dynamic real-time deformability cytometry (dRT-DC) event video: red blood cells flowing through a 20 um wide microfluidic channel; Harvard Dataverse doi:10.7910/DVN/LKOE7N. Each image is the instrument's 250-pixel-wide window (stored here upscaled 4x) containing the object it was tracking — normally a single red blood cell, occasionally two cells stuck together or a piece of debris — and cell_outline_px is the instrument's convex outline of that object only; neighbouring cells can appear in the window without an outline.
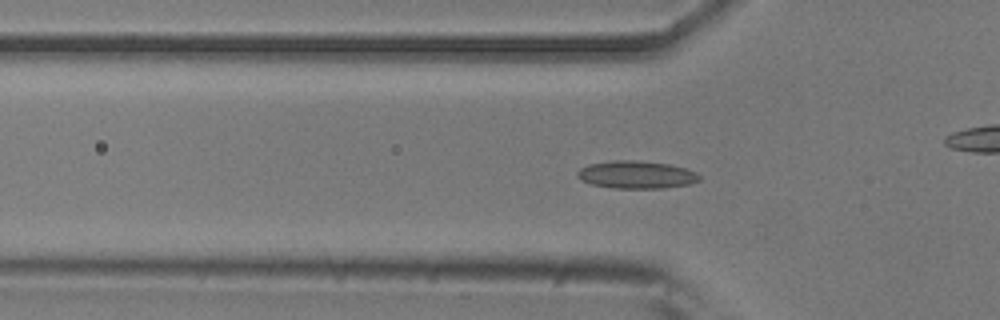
{"species": "common noctule bat (a hibernating species)", "species_latin": "Nyctalus noctula", "temperature_condition": "room temperature", "stored_images_in_passage": 44, "camera_frame_rate_fps": 3000, "um_per_image_px": 0.085, "animal": {"sex": "male", "body_mass_g": 20.5, "forearm_length_mm": 52.5}, "frame": {"image": 1, "passage_image": 7, "time_ms": 2.0, "image_size_px": [1000, 320], "cell_outline_px": [[700, 180], [688, 184], [660, 188], [612, 188], [592, 184], [580, 180], [576, 176], [576, 172], [580, 168], [588, 164], [612, 160], [636, 160], [668, 164], [684, 168], [696, 172], [700, 176]], "centroid_in_image_um": [54.04, 14.84], "position_along_channel_um": 71.8, "area_um2": 19.65}}
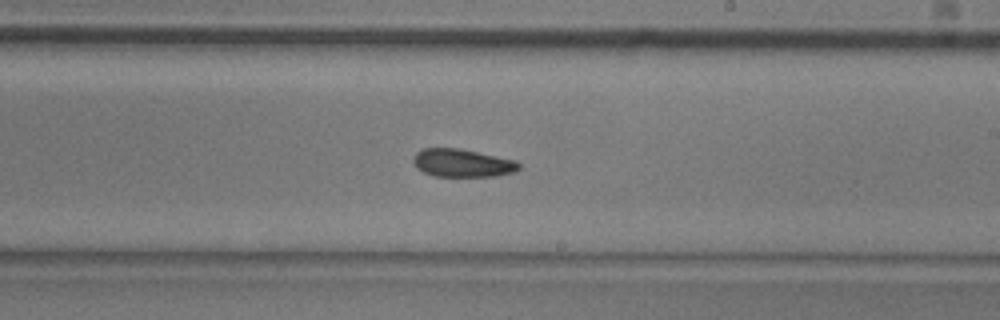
{"frame": {"image": 2, "passage_image": 21, "time_ms": 6.667, "image_size_px": [1000, 320], "cell_outline_px": [[520, 168], [516, 172], [496, 176], [436, 176], [424, 172], [416, 168], [412, 160], [416, 152], [424, 148], [460, 148], [516, 160], [520, 164]], "centroid_in_image_um": [39.31, 13.85], "position_along_channel_um": 249.7, "area_um2": 17.34}}
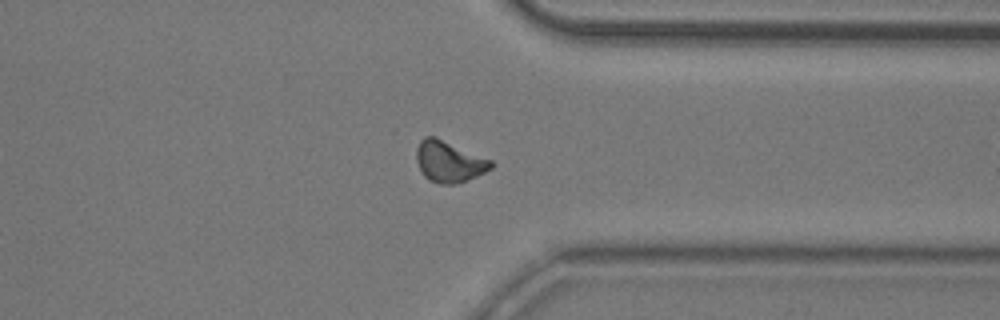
{"frame": {"image": 3, "passage_image": 31, "time_ms": 10.0, "image_size_px": [1000, 320], "cell_outline_px": [[496, 164], [492, 168], [476, 176], [456, 184], [440, 184], [428, 180], [424, 176], [416, 160], [416, 148], [420, 140], [424, 136], [436, 136], [492, 160]], "centroid_in_image_um": [38.17, 13.72], "position_along_channel_um": 373.2, "area_um2": 18.09}, "authors_computed_cell_mechanics": {"area_um2": 17.5423, "velocity_mm_per_s": 3.7936, "shape_relaxation_time_tau1_ms": 7.5952, "shape_relaxation_time_tau2_ms": 5.9978, "deformation_change_tau1": 0.1473, "deformation_change_tau2": 0.1238}}